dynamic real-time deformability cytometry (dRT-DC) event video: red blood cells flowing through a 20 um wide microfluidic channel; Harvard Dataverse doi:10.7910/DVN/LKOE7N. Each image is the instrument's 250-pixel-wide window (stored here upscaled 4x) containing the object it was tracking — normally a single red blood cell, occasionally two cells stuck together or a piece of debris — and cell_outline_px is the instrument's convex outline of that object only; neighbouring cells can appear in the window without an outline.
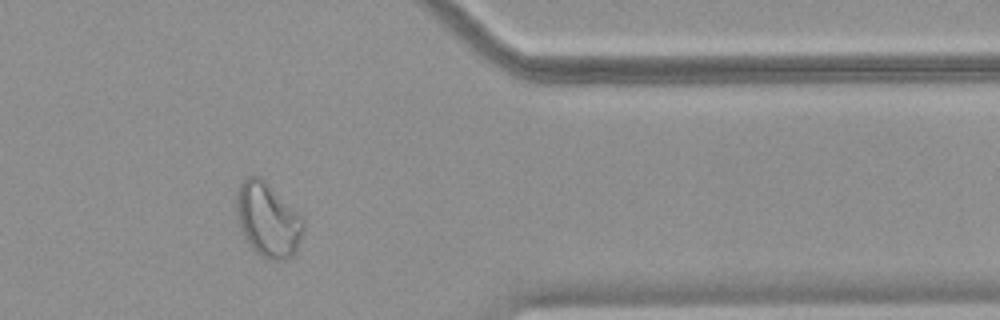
{"species": "common noctule bat (a hibernating species)", "species_latin": "Nyctalus noctula", "temperature_condition": "warm", "stored_images_in_passage": 48, "camera_frame_rate_fps": 3000, "um_per_image_px": 0.085, "animal": {"sex": "female", "body_mass_g": 18.4}, "frame": {"image": 1, "passage_image": 41, "time_ms": 13.333, "image_size_px": [1000, 320], "cell_outline_px": [[304, 228], [296, 252], [292, 256], [284, 260], [272, 260], [256, 252], [244, 240], [236, 216], [236, 188], [248, 176], [260, 176], [304, 216]], "centroid_in_image_um": [22.77, 18.67], "position_along_channel_um": 388.6, "area_um2": 29.42}}